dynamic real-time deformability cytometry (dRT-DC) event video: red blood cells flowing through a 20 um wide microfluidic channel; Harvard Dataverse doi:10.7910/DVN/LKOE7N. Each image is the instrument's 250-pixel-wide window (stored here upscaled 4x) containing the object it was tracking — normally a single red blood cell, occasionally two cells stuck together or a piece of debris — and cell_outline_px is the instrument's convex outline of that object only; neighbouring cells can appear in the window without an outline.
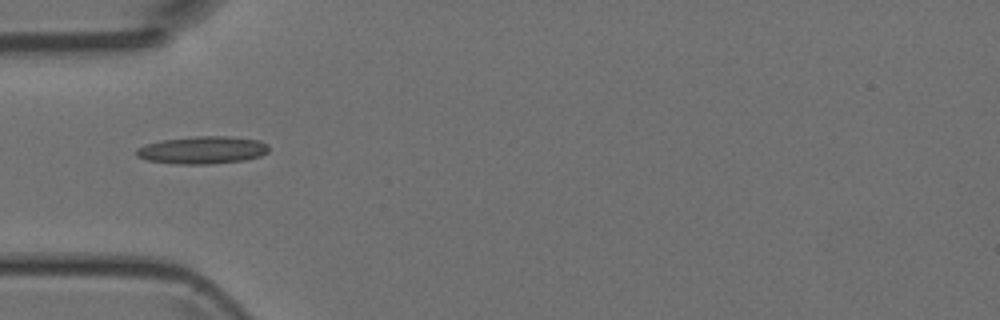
{"species": "Egyptian fruit bat (a non-hibernating species)", "species_latin": "Rousettus aegyptiacus", "temperature_condition": "room temperature", "stored_images_in_passage": 10, "camera_frame_rate_fps": 3000, "um_per_image_px": 0.085, "animal": {"sex": "female"}, "frame": {"image": 1, "passage_image": 1, "time_ms": 0.0, "image_size_px": [1000, 320], "cell_outline_px": [[268, 152], [260, 156], [244, 160], [212, 164], [176, 164], [148, 160], [136, 156], [136, 148], [160, 140], [192, 136], [228, 136], [260, 140], [268, 144]], "centroid_in_image_um": [17.22, 12.75], "position_along_channel_um": 67.8, "area_um2": 21.39}}
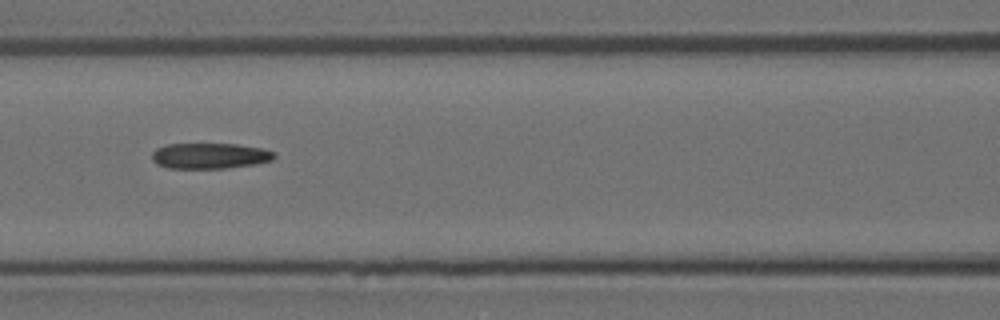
{"frame": {"image": 2, "passage_image": 7, "time_ms": 2.0, "image_size_px": [1000, 320], "cell_outline_px": [[276, 156], [272, 160], [256, 164], [224, 168], [168, 168], [156, 164], [152, 160], [152, 152], [156, 148], [168, 144], [236, 144], [260, 148], [272, 152]], "centroid_in_image_um": [17.79, 13.25], "position_along_channel_um": 148.8, "area_um2": 18.21}}
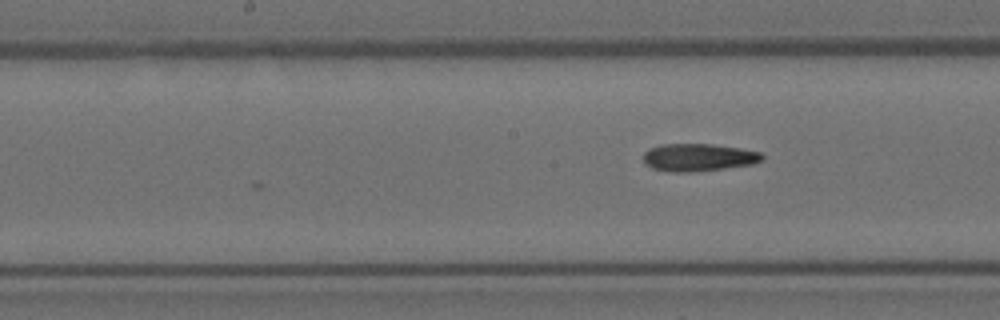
{"frame": {"image": 3, "passage_image": 10, "time_ms": 3.0, "image_size_px": [1000, 320], "cell_outline_px": [[764, 160], [752, 164], [724, 168], [692, 172], [668, 172], [652, 168], [644, 164], [644, 152], [648, 148], [660, 144], [712, 144], [740, 148], [760, 152], [764, 156]], "centroid_in_image_um": [59.34, 13.38], "position_along_channel_um": 188.9, "area_um2": 19.25}}